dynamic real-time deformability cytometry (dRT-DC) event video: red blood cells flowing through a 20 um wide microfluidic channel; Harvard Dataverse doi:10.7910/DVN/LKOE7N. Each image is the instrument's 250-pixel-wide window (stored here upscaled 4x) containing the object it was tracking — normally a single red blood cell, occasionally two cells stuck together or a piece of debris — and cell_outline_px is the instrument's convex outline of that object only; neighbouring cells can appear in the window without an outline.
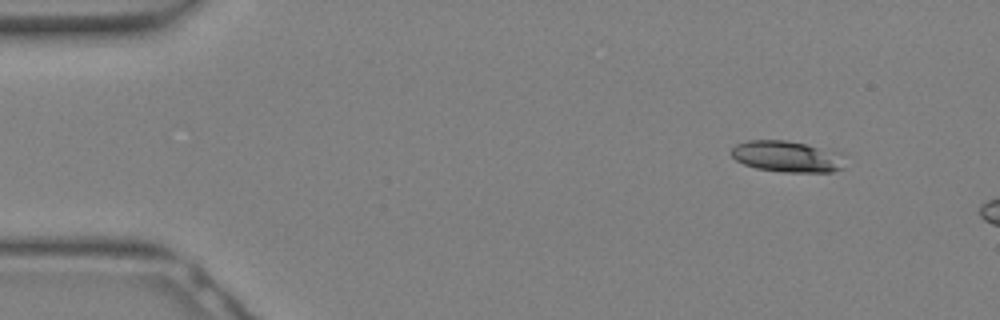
{"species": "Egyptian fruit bat (a non-hibernating species)", "species_latin": "Rousettus aegyptiacus", "temperature_condition": "warm", "stored_images_in_passage": 6, "camera_frame_rate_fps": 3000, "um_per_image_px": 0.085, "animal": {"sex": "female"}, "frame": {"image": 1, "passage_image": 1, "time_ms": 0.0, "image_size_px": [1000, 320], "cell_outline_px": [[844, 168], [832, 172], [784, 172], [756, 168], [744, 164], [736, 160], [732, 156], [732, 148], [736, 144], [748, 140], [788, 140], [840, 152]], "centroid_in_image_um": [66.89, 13.3], "position_along_channel_um": 18.1, "area_um2": 20.63}}